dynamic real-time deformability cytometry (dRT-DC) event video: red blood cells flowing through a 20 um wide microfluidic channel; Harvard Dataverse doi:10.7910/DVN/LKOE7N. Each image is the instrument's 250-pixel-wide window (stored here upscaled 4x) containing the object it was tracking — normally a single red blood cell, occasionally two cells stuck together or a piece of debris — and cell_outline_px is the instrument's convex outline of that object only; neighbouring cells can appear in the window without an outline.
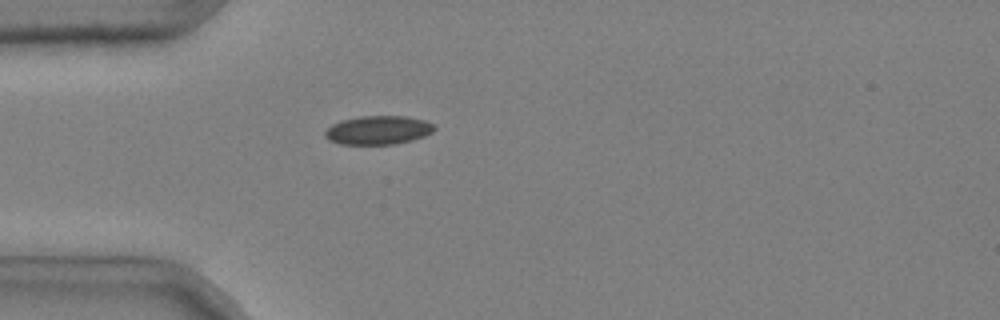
{"species": "common noctule bat (a hibernating species)", "species_latin": "Nyctalus noctula", "temperature_condition": "cold", "stored_images_in_passage": 40, "camera_frame_rate_fps": 3000, "um_per_image_px": 0.085, "animal": {"sex": "male", "body_mass_g": 20.4}, "frame": {"image": 1, "passage_image": 7, "time_ms": 2.0, "image_size_px": [1000, 320], "cell_outline_px": [[436, 128], [432, 132], [424, 136], [412, 140], [396, 144], [340, 144], [328, 140], [324, 136], [324, 132], [332, 124], [340, 120], [360, 116], [404, 116], [424, 120], [432, 124]], "centroid_in_image_um": [32.11, 11.06], "position_along_channel_um": 52.9, "area_um2": 18.32}}
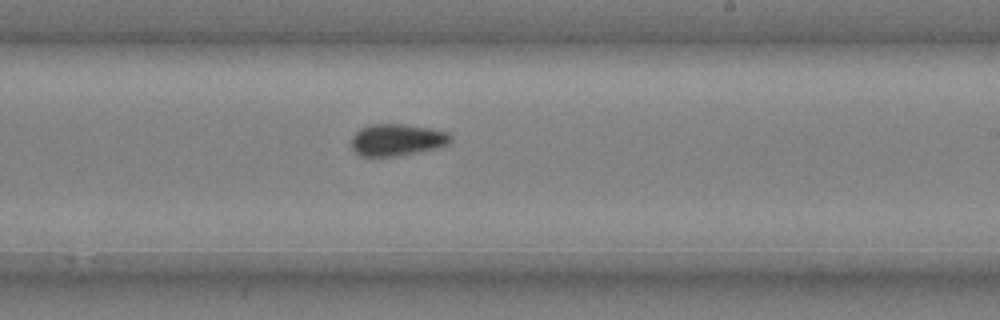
{"frame": {"image": 2, "passage_image": 24, "time_ms": 7.667, "image_size_px": [1000, 320], "cell_outline_px": [[452, 140], [448, 144], [440, 148], [396, 156], [360, 156], [352, 148], [352, 136], [360, 128], [368, 124], [408, 124], [432, 128], [448, 132], [452, 136]], "centroid_in_image_um": [33.78, 11.87], "position_along_channel_um": 255.2, "area_um2": 18.73}}
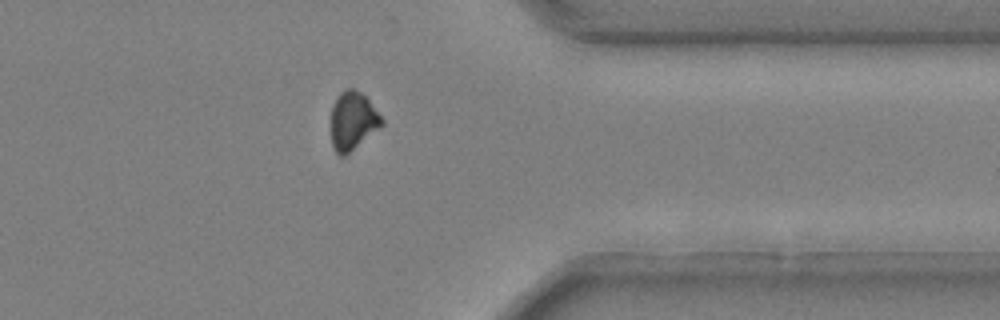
{"frame": {"image": 3, "passage_image": 35, "time_ms": 11.333, "image_size_px": [1000, 320], "cell_outline_px": [[384, 124], [344, 156], [340, 156], [332, 148], [332, 104], [336, 96], [344, 88], [352, 88], [360, 92], [368, 100], [384, 120]], "centroid_in_image_um": [29.97, 10.25], "position_along_channel_um": 381.4, "area_um2": 16.99}, "authors_computed_cell_mechanics": {"area_um2": 18.5538, "velocity_mm_per_s": 3.7055, "shape_relaxation_time_tau1_ms": null, "shape_relaxation_time_tau2_ms": 2.2455, "deformation_change_tau1": null, "deformation_change_tau2": 0.0534}}